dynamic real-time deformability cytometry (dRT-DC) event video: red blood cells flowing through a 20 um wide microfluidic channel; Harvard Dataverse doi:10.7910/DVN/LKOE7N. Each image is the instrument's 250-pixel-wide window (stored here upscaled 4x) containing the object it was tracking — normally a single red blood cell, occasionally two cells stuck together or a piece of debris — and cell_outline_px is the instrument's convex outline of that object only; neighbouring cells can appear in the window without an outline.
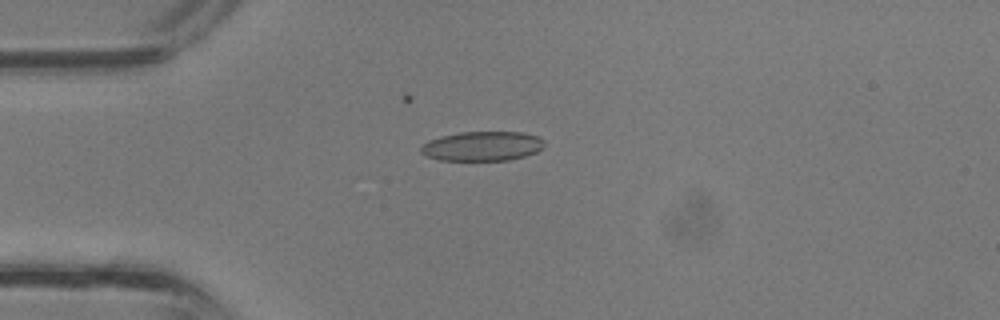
{"species": "common noctule bat (a hibernating species)", "species_latin": "Nyctalus noctula", "temperature_condition": "room temperature", "stored_images_in_passage": 23, "camera_frame_rate_fps": 3000, "um_per_image_px": 0.085, "animal": {"sex": "male", "body_mass_g": 13.3}, "frame": {"image": 1, "passage_image": 3, "time_ms": 0.667, "image_size_px": [1000, 320], "cell_outline_px": [[544, 148], [536, 152], [524, 156], [508, 160], [440, 160], [424, 156], [420, 152], [420, 148], [428, 140], [440, 136], [460, 132], [524, 132], [536, 136], [544, 140]], "centroid_in_image_um": [40.98, 12.42], "position_along_channel_um": 44.0, "area_um2": 21.33}}
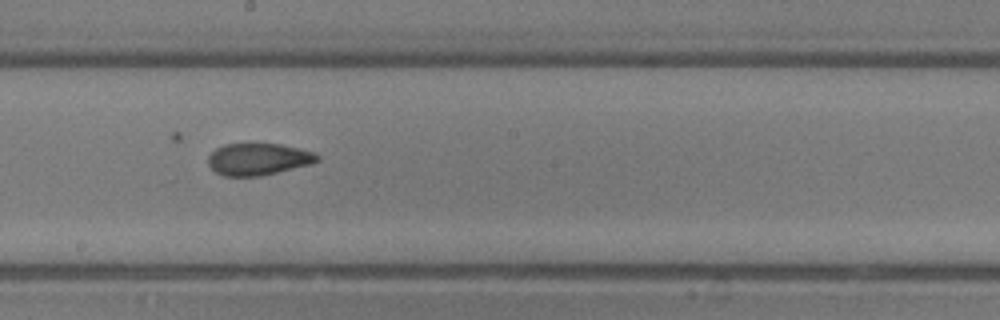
{"frame": {"image": 2, "passage_image": 14, "time_ms": 4.333, "image_size_px": [1000, 320], "cell_outline_px": [[320, 160], [312, 164], [260, 176], [224, 176], [216, 172], [208, 164], [208, 156], [216, 148], [224, 144], [280, 144], [300, 148], [316, 152], [320, 156]], "centroid_in_image_um": [21.99, 13.53], "position_along_channel_um": 226.2, "area_um2": 20.4}}
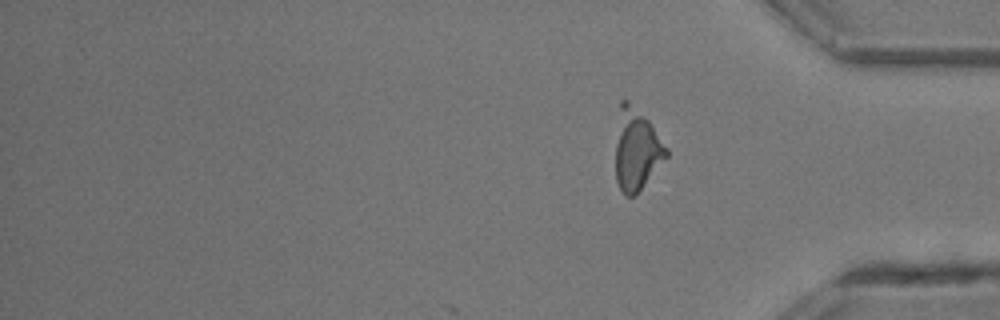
{"frame": {"image": 3, "passage_image": 23, "time_ms": 7.333, "image_size_px": [1000, 320], "cell_outline_px": [[668, 156], [640, 188], [632, 196], [624, 196], [616, 180], [616, 144], [620, 100], [628, 100], [648, 120], [668, 148]], "centroid_in_image_um": [54.1, 12.7], "position_along_channel_um": 381.1, "area_um2": 23.52}}